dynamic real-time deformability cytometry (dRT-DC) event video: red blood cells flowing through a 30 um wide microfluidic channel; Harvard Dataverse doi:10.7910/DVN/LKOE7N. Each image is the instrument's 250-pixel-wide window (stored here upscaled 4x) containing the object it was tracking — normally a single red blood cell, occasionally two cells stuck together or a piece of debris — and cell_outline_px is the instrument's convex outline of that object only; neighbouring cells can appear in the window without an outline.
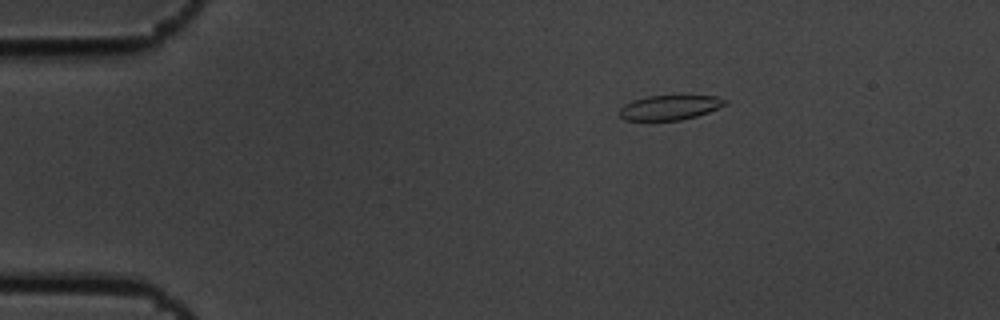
{"species": "common noctule bat (a hibernating species)", "species_latin": "Nyctalus noctula", "temperature_condition": "cold", "stored_images_in_passage": 5, "camera_frame_rate_fps": 3000, "um_per_image_px": 0.085, "animal": {"sex": "male", "body_mass_g": 19.5, "forearm_length_mm": 54.6}, "frame": {"image": 1, "passage_image": 3, "time_ms": 0.667, "image_size_px": [1000, 320], "cell_outline_px": [[728, 104], [708, 112], [696, 116], [680, 120], [624, 120], [620, 116], [620, 108], [624, 104], [632, 100], [648, 96], [716, 96], [728, 100]], "centroid_in_image_um": [56.94, 9.13], "position_along_channel_um": 28.1, "area_um2": 15.14}}